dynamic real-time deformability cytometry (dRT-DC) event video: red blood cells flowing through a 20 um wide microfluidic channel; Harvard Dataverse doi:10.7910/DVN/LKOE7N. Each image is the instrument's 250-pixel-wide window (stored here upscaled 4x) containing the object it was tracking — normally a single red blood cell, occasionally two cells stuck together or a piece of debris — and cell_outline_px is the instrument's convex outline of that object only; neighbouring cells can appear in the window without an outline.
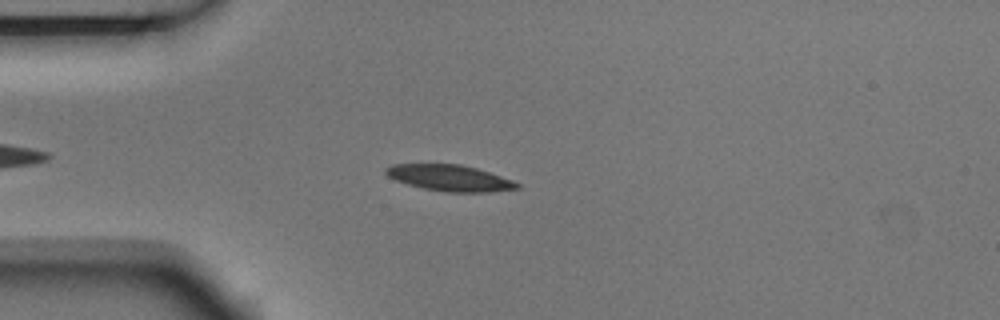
{"species": "Egyptian fruit bat (a non-hibernating species)", "species_latin": "Rousettus aegyptiacus", "temperature_condition": "room temperature", "stored_images_in_passage": 7, "camera_frame_rate_fps": 3000, "um_per_image_px": 0.085, "animal": {"sex": "male"}, "frame": {"image": 1, "passage_image": 4, "time_ms": 1.0, "image_size_px": [1000, 320], "cell_outline_px": [[520, 188], [488, 192], [448, 192], [424, 188], [408, 184], [396, 180], [388, 176], [384, 172], [384, 168], [392, 164], [460, 164], [476, 168], [512, 180], [520, 184]], "centroid_in_image_um": [38.21, 15.12], "position_along_channel_um": 46.8, "area_um2": 19.83}}
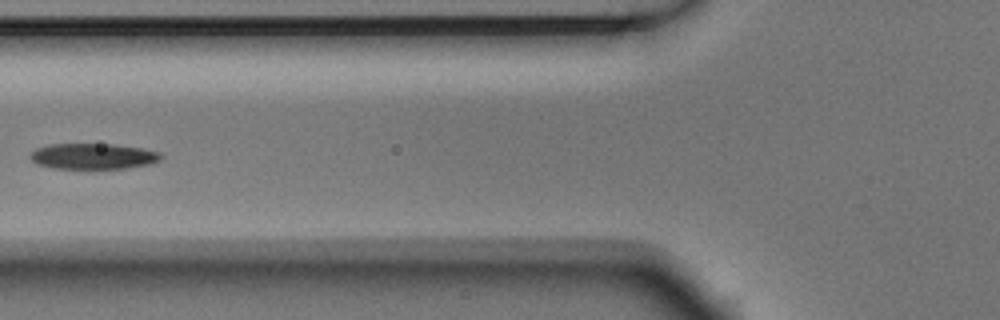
{"frame": {"image": 2, "passage_image": 6, "time_ms": 1.667, "image_size_px": [1000, 320], "cell_outline_px": [[164, 156], [160, 160], [148, 164], [128, 168], [92, 172], [52, 168], [36, 164], [28, 156], [36, 148], [48, 144], [112, 144], [140, 148], [160, 152]], "centroid_in_image_um": [7.88, 13.34], "position_along_channel_um": 117.9, "area_um2": 20.69}}
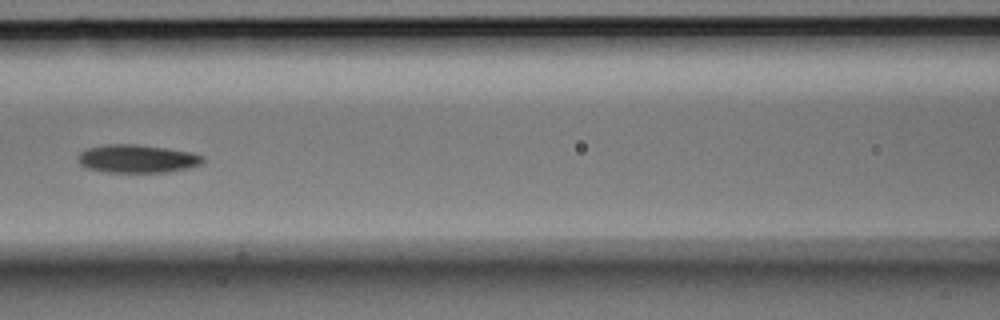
{"frame": {"image": 3, "passage_image": 7, "time_ms": 2.0, "image_size_px": [1000, 320], "cell_outline_px": [[204, 160], [200, 164], [188, 168], [168, 172], [108, 172], [84, 168], [80, 164], [76, 156], [84, 148], [104, 144], [136, 144], [192, 152], [204, 156]], "centroid_in_image_um": [11.6, 13.48], "position_along_channel_um": 155.0, "area_um2": 20.69}}